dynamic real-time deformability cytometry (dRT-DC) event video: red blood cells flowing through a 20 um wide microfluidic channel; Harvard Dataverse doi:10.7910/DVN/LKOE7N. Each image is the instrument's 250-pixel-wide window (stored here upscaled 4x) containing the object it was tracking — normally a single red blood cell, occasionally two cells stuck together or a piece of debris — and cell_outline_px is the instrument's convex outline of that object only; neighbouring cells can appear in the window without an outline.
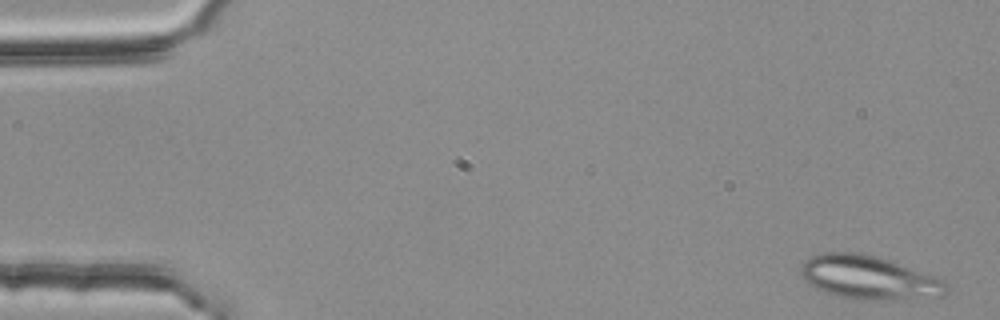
{"species": "common noctule bat (a hibernating species)", "species_latin": "Nyctalus noctula", "temperature_condition": "room temperature", "stored_images_in_passage": 4, "camera_frame_rate_fps": 3000, "um_per_image_px": 0.085, "animal": {"sex": "female", "body_mass_g": 25.1}, "frame": {"image": 1, "passage_image": 1, "time_ms": 0.0, "image_size_px": [1000, 320], "cell_outline_px": [[948, 292], [944, 296], [884, 300], [860, 300], [836, 296], [824, 292], [808, 284], [804, 280], [800, 272], [800, 264], [804, 260], [812, 256], [824, 252], [860, 252], [876, 256], [888, 260], [944, 280], [948, 284]], "centroid_in_image_um": [73.81, 23.6], "position_along_channel_um": 11.2, "area_um2": 37.11}}